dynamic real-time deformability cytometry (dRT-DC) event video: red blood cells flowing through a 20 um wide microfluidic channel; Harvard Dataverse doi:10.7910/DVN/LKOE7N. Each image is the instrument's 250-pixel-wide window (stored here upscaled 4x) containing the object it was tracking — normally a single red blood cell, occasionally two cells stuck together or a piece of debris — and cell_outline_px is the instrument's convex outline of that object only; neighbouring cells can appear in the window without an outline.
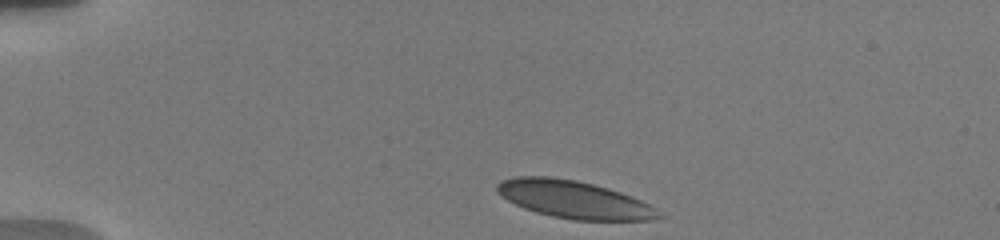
{"species": "human", "species_latin": "Homo sapiens", "temperature_condition": "warm", "stored_images_in_passage": 29, "camera_frame_rate_fps": 3000, "um_per_image_px": 0.085, "donor": {"sex": "male"}, "frame": {"image": 1, "passage_image": 1, "time_ms": 0.0, "image_size_px": [1000, 240], "cell_outline_px": [[664, 216], [648, 220], [572, 220], [552, 216], [536, 212], [524, 208], [500, 196], [496, 192], [496, 184], [500, 180], [516, 176], [548, 176], [576, 180], [608, 188], [620, 192], [640, 200], [656, 208]], "centroid_in_image_um": [48.74, 16.95], "position_along_channel_um": 36.3, "area_um2": 35.37}}
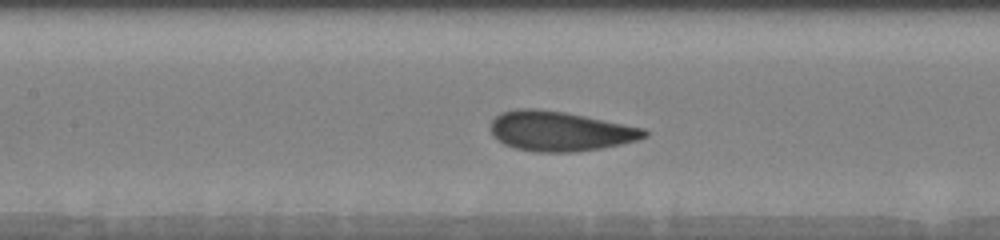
{"frame": {"image": 2, "passage_image": 12, "time_ms": 5.0, "image_size_px": [1000, 240], "cell_outline_px": [[648, 136], [636, 140], [620, 144], [600, 148], [576, 152], [536, 152], [516, 148], [504, 144], [492, 136], [492, 120], [500, 112], [516, 108], [536, 108], [564, 112], [644, 128], [648, 132]], "centroid_in_image_um": [47.57, 11.14], "position_along_channel_um": 159.8, "area_um2": 35.49}}
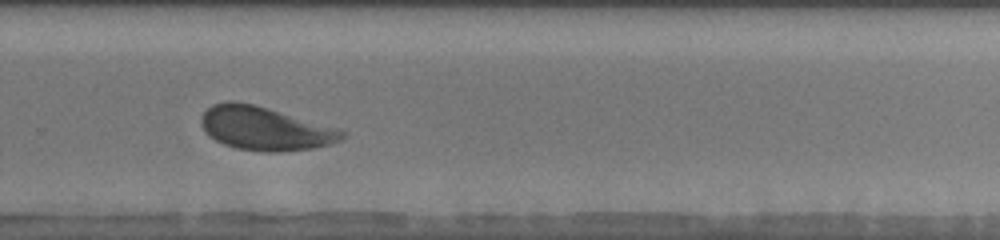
{"frame": {"image": 3, "passage_image": 21, "time_ms": 9.0, "image_size_px": [1000, 240], "cell_outline_px": [[348, 136], [332, 144], [312, 148], [280, 152], [268, 152], [236, 148], [224, 144], [208, 136], [204, 132], [200, 124], [200, 120], [204, 112], [212, 104], [228, 100], [232, 100], [252, 104], [268, 108], [340, 128], [348, 132]], "centroid_in_image_um": [22.55, 10.92], "position_along_channel_um": 307.3, "area_um2": 36.07}, "authors_computed_cell_mechanics": {"area_um2": 35.6048, "velocity_mm_per_s": 3.6952, "shape_relaxation_time_tau1_ms": 2.9926, "shape_relaxation_time_tau2_ms": 0.5459, "deformation_change_tau1": 0.1153, "deformation_change_tau2": 0.0529}}